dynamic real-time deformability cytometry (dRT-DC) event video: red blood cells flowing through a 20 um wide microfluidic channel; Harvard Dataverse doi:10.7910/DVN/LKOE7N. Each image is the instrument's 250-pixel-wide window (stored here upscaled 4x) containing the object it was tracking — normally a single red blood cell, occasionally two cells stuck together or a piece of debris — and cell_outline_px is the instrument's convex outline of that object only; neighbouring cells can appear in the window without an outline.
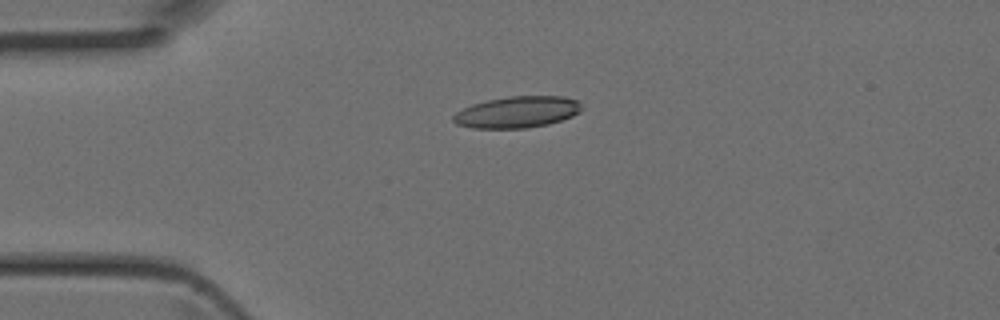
{"species": "Egyptian fruit bat (a non-hibernating species)", "species_latin": "Rousettus aegyptiacus", "temperature_condition": "room temperature", "stored_images_in_passage": 29, "camera_frame_rate_fps": 3000, "um_per_image_px": 0.085, "animal": {"sex": "female"}, "frame": {"image": 1, "passage_image": 1, "time_ms": 0.0, "image_size_px": [1000, 320], "cell_outline_px": [[584, 108], [580, 112], [572, 116], [548, 124], [524, 128], [472, 128], [456, 124], [452, 120], [452, 116], [456, 112], [472, 104], [488, 100], [508, 96], [564, 96], [576, 100]], "centroid_in_image_um": [43.96, 9.52], "position_along_channel_um": 41.0, "area_um2": 23.52}}
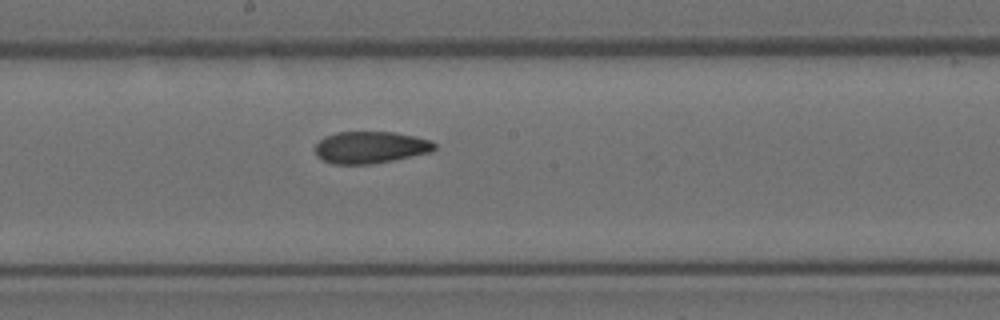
{"frame": {"image": 2, "passage_image": 14, "time_ms": 4.333, "image_size_px": [1000, 320], "cell_outline_px": [[436, 148], [432, 152], [372, 164], [332, 164], [316, 156], [316, 144], [324, 136], [336, 132], [392, 132], [416, 136], [432, 140], [436, 144]], "centroid_in_image_um": [31.51, 12.52], "position_along_channel_um": 216.7, "area_um2": 22.31}}
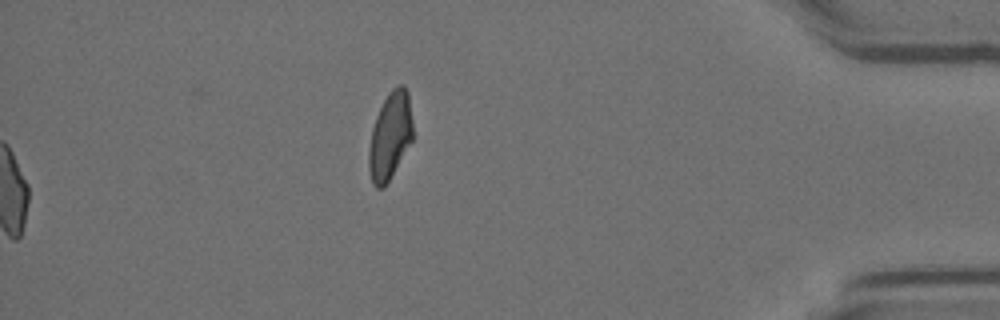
{"frame": {"image": 3, "passage_image": 29, "time_ms": 9.333, "image_size_px": [1000, 320], "cell_outline_px": [[412, 140], [384, 188], [376, 188], [372, 184], [368, 168], [368, 148], [372, 128], [376, 116], [388, 92], [396, 84], [404, 84], [408, 92], [412, 120]], "centroid_in_image_um": [33.14, 11.54], "position_along_channel_um": 402.1, "area_um2": 22.43}}